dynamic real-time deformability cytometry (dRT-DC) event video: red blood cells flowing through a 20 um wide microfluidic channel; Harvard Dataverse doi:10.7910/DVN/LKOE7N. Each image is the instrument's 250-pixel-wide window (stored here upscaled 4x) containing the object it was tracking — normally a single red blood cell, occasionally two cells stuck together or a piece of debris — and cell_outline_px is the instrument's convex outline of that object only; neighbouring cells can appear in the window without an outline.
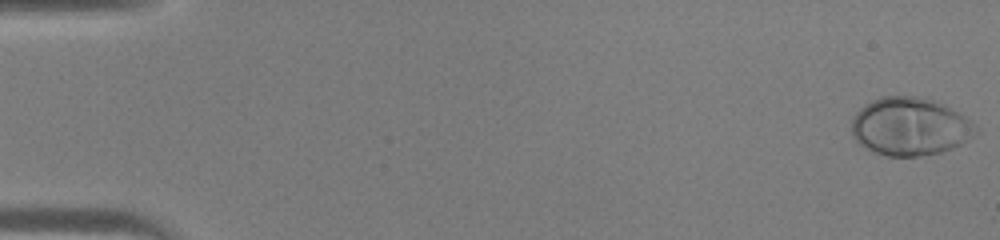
{"species": "human", "species_latin": "Homo sapiens", "temperature_condition": "warm", "stored_images_in_passage": 45, "camera_frame_rate_fps": 3000, "um_per_image_px": 0.085, "donor": {"sex": "male"}, "frame": {"image": 1, "passage_image": 1, "time_ms": 0.0, "image_size_px": [1000, 240], "cell_outline_px": [[980, 128], [972, 136], [960, 144], [952, 148], [940, 152], [920, 156], [888, 156], [876, 152], [860, 144], [852, 136], [852, 116], [864, 104], [880, 96], [916, 96], [932, 100], [944, 104], [972, 120]], "centroid_in_image_um": [77.35, 10.74], "position_along_channel_um": 7.7, "area_um2": 42.02}}
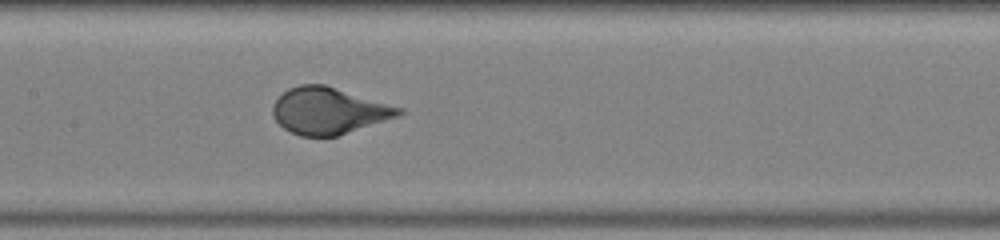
{"frame": {"image": 2, "passage_image": 23, "time_ms": 7.333, "image_size_px": [1000, 240], "cell_outline_px": [[404, 112], [400, 116], [336, 136], [300, 136], [284, 128], [272, 116], [272, 104], [288, 88], [300, 84], [324, 84], [404, 108]], "centroid_in_image_um": [27.95, 9.41], "position_along_channel_um": 179.5, "area_um2": 34.16}}
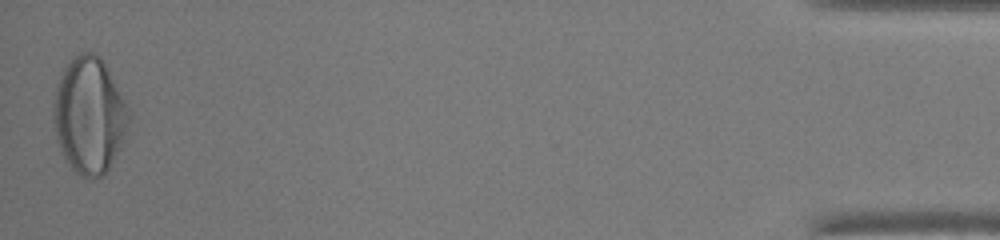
{"frame": {"image": 3, "passage_image": 45, "time_ms": 14.667, "image_size_px": [1000, 240], "cell_outline_px": [[132, 116], [120, 148], [104, 176], [80, 176], [72, 168], [64, 156], [56, 140], [52, 116], [52, 104], [56, 88], [60, 76], [64, 68], [80, 52], [92, 52], [100, 56], [104, 60], [132, 112]], "centroid_in_image_um": [7.61, 9.78], "position_along_channel_um": 427.6, "area_um2": 51.38}}